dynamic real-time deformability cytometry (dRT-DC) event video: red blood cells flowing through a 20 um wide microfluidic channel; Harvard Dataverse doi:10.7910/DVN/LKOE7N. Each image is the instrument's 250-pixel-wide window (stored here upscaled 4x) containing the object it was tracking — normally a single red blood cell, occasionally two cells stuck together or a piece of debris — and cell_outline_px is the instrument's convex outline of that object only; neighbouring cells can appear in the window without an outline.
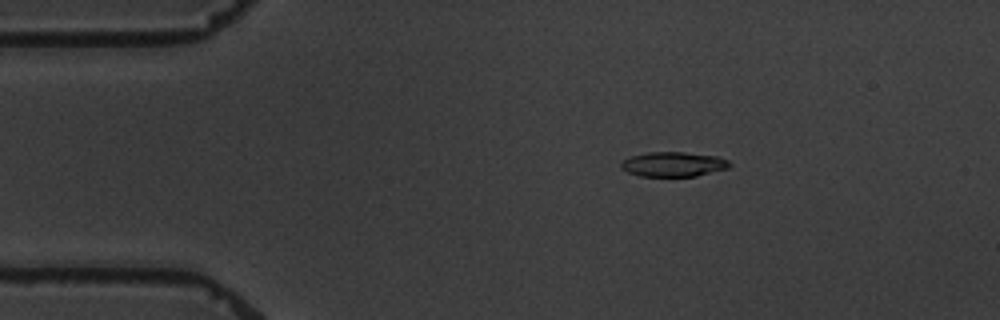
{"species": "common noctule bat (a hibernating species)", "species_latin": "Nyctalus noctula", "temperature_condition": "warm", "stored_images_in_passage": 5, "camera_frame_rate_fps": 3000, "um_per_image_px": 0.085, "animal": {"sex": "male", "body_mass_g": 19.5, "forearm_length_mm": 54.6}, "frame": {"image": 1, "passage_image": 3, "time_ms": 2.333, "image_size_px": [1000, 320], "cell_outline_px": [[732, 164], [728, 168], [696, 176], [640, 176], [628, 172], [620, 164], [624, 160], [632, 156], [648, 152], [684, 152], [716, 156], [728, 160]], "centroid_in_image_um": [57.27, 13.96], "position_along_channel_um": 27.7, "area_um2": 15.43}}
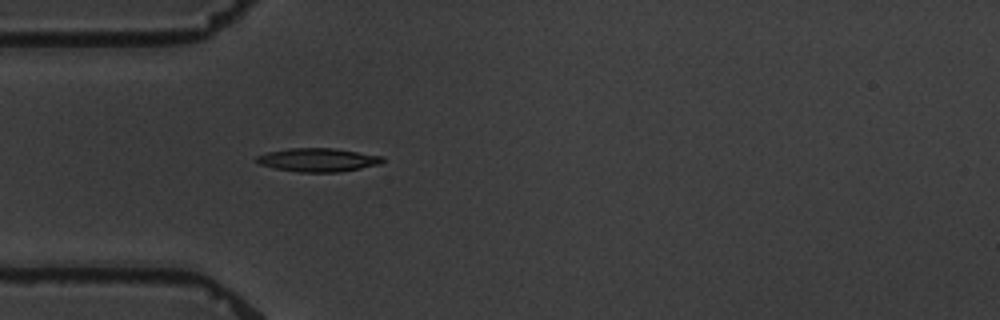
{"frame": {"image": 2, "passage_image": 5, "time_ms": 4.667, "image_size_px": [1000, 320], "cell_outline_px": [[384, 160], [380, 164], [340, 172], [300, 172], [276, 168], [260, 164], [252, 160], [256, 156], [268, 152], [288, 148], [336, 148], [384, 156]], "centroid_in_image_um": [27.03, 13.58], "position_along_channel_um": 58.0, "area_um2": 17.34}}